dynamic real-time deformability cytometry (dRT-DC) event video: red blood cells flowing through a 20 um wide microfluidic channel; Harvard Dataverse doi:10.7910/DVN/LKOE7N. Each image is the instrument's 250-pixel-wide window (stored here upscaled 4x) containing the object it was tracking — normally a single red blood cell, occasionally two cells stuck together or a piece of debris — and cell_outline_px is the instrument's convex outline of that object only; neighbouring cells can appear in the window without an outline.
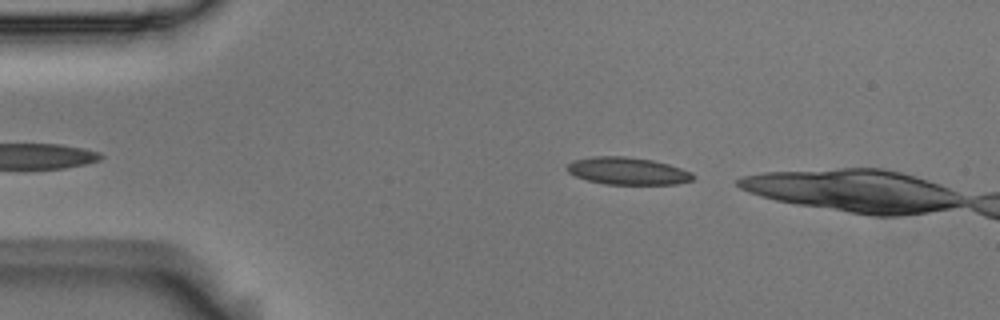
{"species": "Egyptian fruit bat (a non-hibernating species)", "species_latin": "Rousettus aegyptiacus", "temperature_condition": "room temperature", "stored_images_in_passage": 6, "camera_frame_rate_fps": 3000, "um_per_image_px": 0.085, "animal": {"sex": "male"}, "frame": {"image": 1, "passage_image": 2, "time_ms": 0.333, "image_size_px": [1000, 320], "cell_outline_px": [[696, 176], [692, 180], [676, 184], [604, 184], [588, 180], [576, 176], [568, 172], [568, 164], [572, 160], [592, 156], [624, 156], [652, 160], [668, 164], [692, 172]], "centroid_in_image_um": [53.35, 14.53], "position_along_channel_um": 31.6, "area_um2": 20.0}}